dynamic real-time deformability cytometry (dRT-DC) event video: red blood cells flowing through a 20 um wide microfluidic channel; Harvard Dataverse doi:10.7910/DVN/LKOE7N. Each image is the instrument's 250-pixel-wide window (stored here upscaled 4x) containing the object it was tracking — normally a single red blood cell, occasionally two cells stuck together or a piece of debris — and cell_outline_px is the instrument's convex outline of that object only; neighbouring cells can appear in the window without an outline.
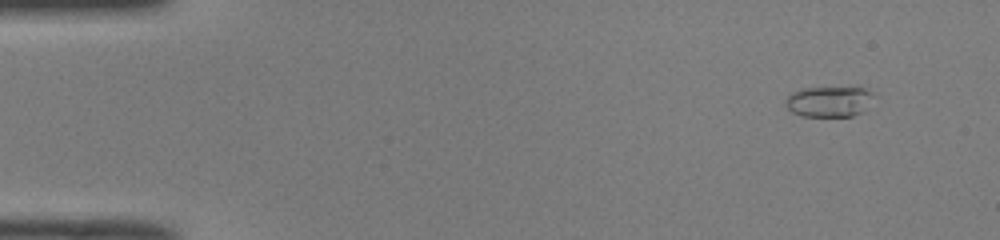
{"species": "common noctule bat (a hibernating species)", "species_latin": "Nyctalus noctula", "temperature_condition": "room temperature", "stored_images_in_passage": 48, "camera_frame_rate_fps": 3000, "um_per_image_px": 0.085, "animal": {"sex": "male", "body_mass_g": 19.0, "forearm_length_mm": 50.8}, "frame": {"image": 1, "passage_image": 1, "time_ms": 0.0, "image_size_px": [1000, 240], "cell_outline_px": [[868, 92], [864, 112], [852, 116], [800, 116], [792, 112], [788, 108], [784, 100], [792, 92], [800, 88], [864, 88]], "centroid_in_image_um": [70.33, 8.65], "position_along_channel_um": 14.7, "area_um2": 15.14}}
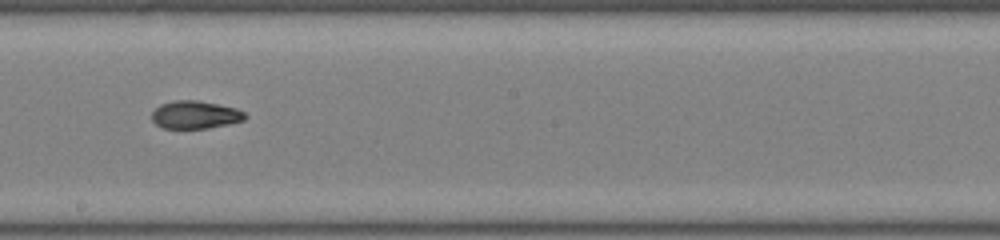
{"frame": {"image": 2, "passage_image": 26, "time_ms": 8.333, "image_size_px": [1000, 240], "cell_outline_px": [[248, 116], [244, 120], [228, 124], [208, 128], [164, 128], [156, 124], [152, 120], [152, 112], [160, 104], [172, 100], [196, 100], [236, 108], [244, 112]], "centroid_in_image_um": [16.59, 9.75], "position_along_channel_um": 231.6, "area_um2": 15.09}}
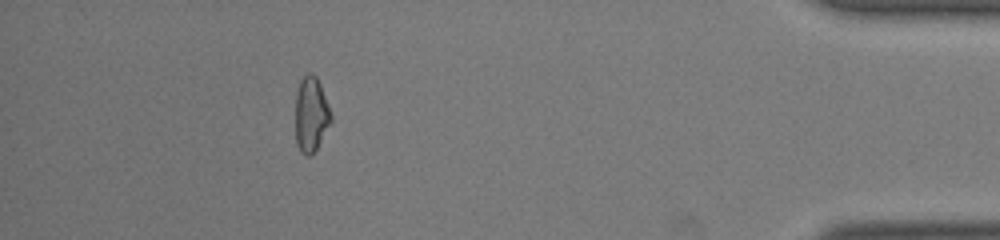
{"frame": {"image": 3, "passage_image": 43, "time_ms": 14.0, "image_size_px": [1000, 240], "cell_outline_px": [[332, 120], [316, 148], [308, 156], [304, 156], [300, 152], [296, 144], [296, 92], [300, 80], [308, 72], [312, 72], [316, 76], [320, 84], [332, 112]], "centroid_in_image_um": [26.44, 9.7], "position_along_channel_um": 408.8, "area_um2": 15.61}, "authors_computed_cell_mechanics": {"area_um2": 15.5193, "velocity_mm_per_s": 4.0331, "shape_relaxation_time_tau1_ms": 4.6437, "shape_relaxation_time_tau2_ms": 6.0109, "deformation_change_tau1": 0.1688, "deformation_change_tau2": 0.0982}}